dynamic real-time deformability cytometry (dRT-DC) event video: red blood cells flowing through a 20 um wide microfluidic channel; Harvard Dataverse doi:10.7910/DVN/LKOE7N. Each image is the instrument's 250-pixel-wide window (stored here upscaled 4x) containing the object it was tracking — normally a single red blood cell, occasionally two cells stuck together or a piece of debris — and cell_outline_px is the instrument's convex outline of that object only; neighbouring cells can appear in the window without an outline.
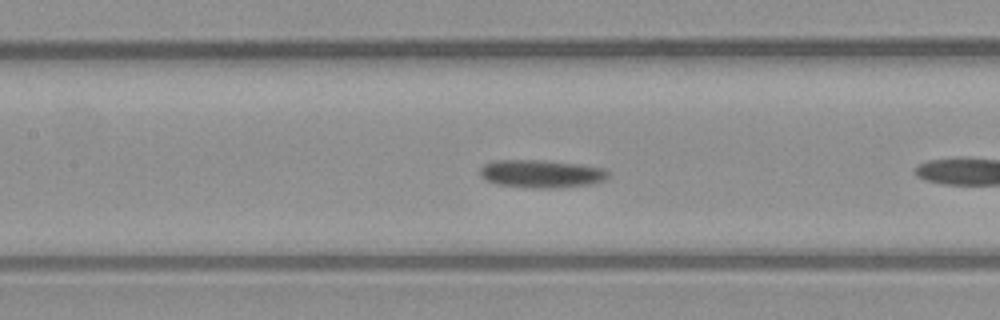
{"species": "common noctule bat (a hibernating species)", "species_latin": "Nyctalus noctula", "temperature_condition": "warm", "stored_images_in_passage": 10, "camera_frame_rate_fps": 3000, "um_per_image_px": 0.085, "animal": {"sex": "male", "body_mass_g": 23.1, "forearm_length_mm": 52.7}, "frame": {"image": 1, "passage_image": 6, "time_ms": 1.667, "image_size_px": [1000, 320], "cell_outline_px": [[608, 176], [604, 180], [592, 184], [552, 188], [536, 188], [496, 184], [484, 180], [480, 176], [480, 168], [484, 164], [492, 160], [544, 160], [580, 164], [604, 168], [608, 172]], "centroid_in_image_um": [45.98, 14.76], "position_along_channel_um": 161.4, "area_um2": 20.98}}
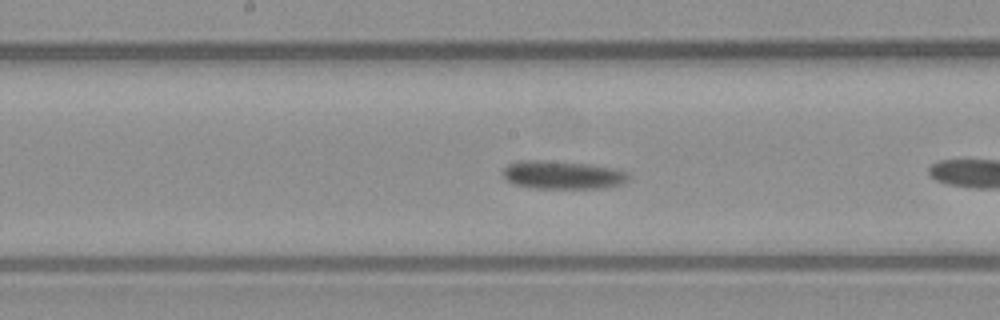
{"frame": {"image": 2, "passage_image": 9, "time_ms": 2.667, "image_size_px": [1000, 320], "cell_outline_px": [[628, 180], [624, 184], [604, 188], [532, 188], [516, 184], [508, 180], [504, 176], [504, 168], [508, 164], [516, 160], [544, 160], [588, 164], [612, 168], [628, 172]], "centroid_in_image_um": [47.84, 14.87], "position_along_channel_um": 200.4, "area_um2": 20.63}}